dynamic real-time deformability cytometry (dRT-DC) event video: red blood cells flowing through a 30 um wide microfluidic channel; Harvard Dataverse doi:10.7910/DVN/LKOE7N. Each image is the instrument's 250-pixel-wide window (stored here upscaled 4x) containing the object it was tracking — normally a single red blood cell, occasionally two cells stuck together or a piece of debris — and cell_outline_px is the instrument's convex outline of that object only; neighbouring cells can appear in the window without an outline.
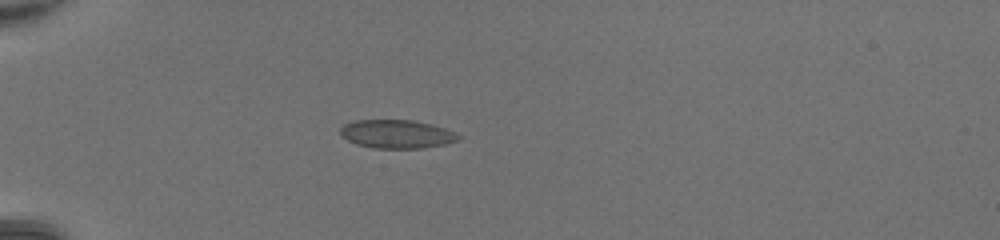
{"species": "common noctule bat (a hibernating species)", "species_latin": "Nyctalus noctula", "temperature_condition": "room temperature", "stored_images_in_passage": 30, "camera_frame_rate_fps": 3000, "um_per_image_px": 0.085, "animal": {"sex": "female", "body_mass_g": 20.0, "forearm_length_mm": 54.0}, "frame": {"image": 1, "passage_image": 2, "time_ms": 0.333, "image_size_px": [1000, 240], "cell_outline_px": [[428, 144], [396, 148], [364, 144], [352, 140], [352, 124], [368, 120], [400, 120], [420, 124]], "centroid_in_image_um": [33.04, 11.35], "position_along_channel_um": 52.0, "area_um2": 12.6}}
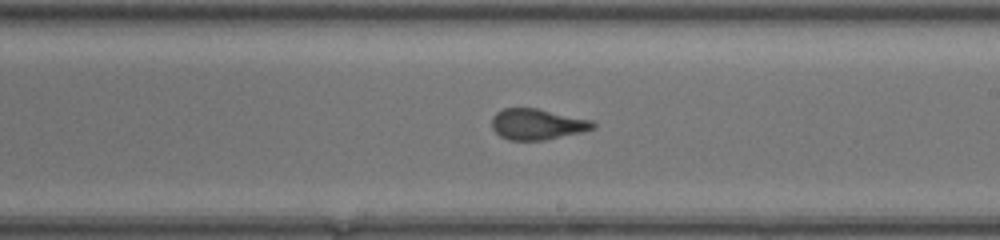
{"frame": {"image": 2, "passage_image": 17, "time_ms": 5.333, "image_size_px": [1000, 240], "cell_outline_px": [[592, 124], [588, 128], [548, 136], [524, 140], [504, 136], [496, 128], [496, 116], [500, 112], [508, 108], [524, 108], [576, 120]], "centroid_in_image_um": [45.43, 10.54], "position_along_channel_um": 243.6, "area_um2": 14.22}}
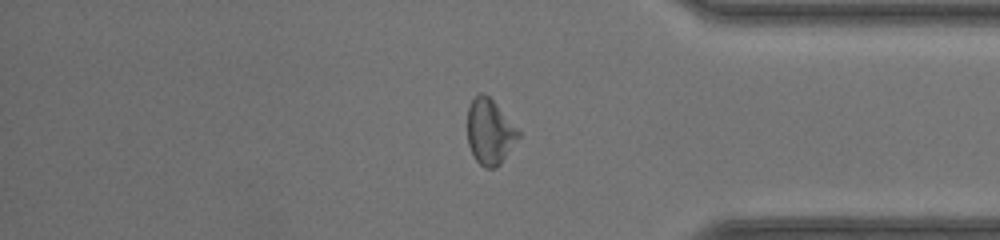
{"frame": {"image": 3, "passage_image": 28, "time_ms": 9.0, "image_size_px": [1000, 240], "cell_outline_px": [[504, 136], [496, 164], [484, 164], [472, 152], [468, 140], [468, 112], [472, 104], [484, 96], [492, 104], [504, 132]], "centroid_in_image_um": [41.21, 11.18], "position_along_channel_um": 394.0, "area_um2": 13.01}, "authors_computed_cell_mechanics": {"area_um2": 14.3922, "velocity_mm_per_s": 4.4012, "shape_relaxation_time_tau1_ms": null, "shape_relaxation_time_tau2_ms": 0.653, "deformation_change_tau1": null, "deformation_change_tau2": 0.0636}}